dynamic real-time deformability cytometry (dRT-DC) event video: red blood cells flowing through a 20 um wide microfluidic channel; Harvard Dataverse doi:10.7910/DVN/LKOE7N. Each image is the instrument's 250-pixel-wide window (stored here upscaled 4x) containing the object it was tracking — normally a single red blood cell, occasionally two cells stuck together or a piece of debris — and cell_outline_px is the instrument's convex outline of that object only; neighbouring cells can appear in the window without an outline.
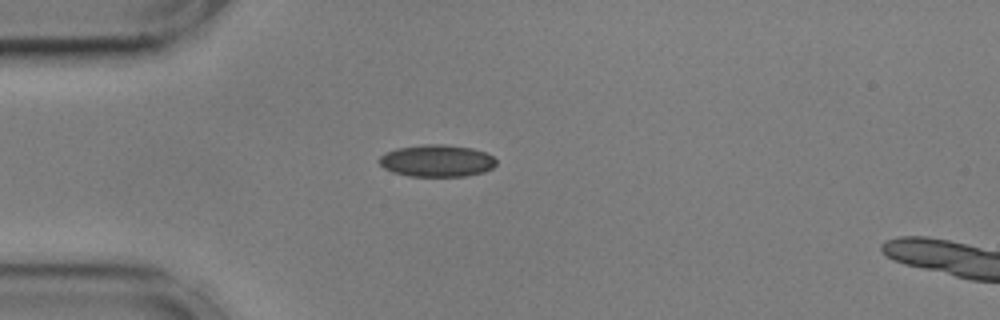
{"species": "common noctule bat (a hibernating species)", "species_latin": "Nyctalus noctula", "temperature_condition": "cold", "stored_images_in_passage": 6, "camera_frame_rate_fps": 3000, "um_per_image_px": 0.085, "animal": {"sex": "male", "body_mass_g": 17.9, "forearm_length_mm": 54.2}, "frame": {"image": 1, "passage_image": 1, "time_ms": 0.0, "image_size_px": [1000, 320], "cell_outline_px": [[496, 164], [492, 168], [484, 172], [464, 176], [408, 176], [392, 172], [384, 168], [376, 160], [384, 152], [396, 148], [420, 144], [444, 144], [472, 148], [484, 152], [492, 156], [496, 160]], "centroid_in_image_um": [37.08, 13.66], "position_along_channel_um": 47.9, "area_um2": 22.08}}